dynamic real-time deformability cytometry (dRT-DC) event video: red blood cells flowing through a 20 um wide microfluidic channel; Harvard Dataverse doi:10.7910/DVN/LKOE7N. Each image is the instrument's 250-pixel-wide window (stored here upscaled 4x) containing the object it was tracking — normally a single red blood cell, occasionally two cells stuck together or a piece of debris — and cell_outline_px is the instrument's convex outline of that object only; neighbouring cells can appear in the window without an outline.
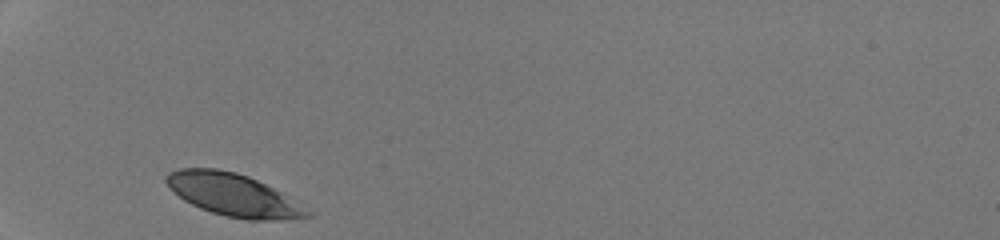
{"species": "human", "species_latin": "Homo sapiens", "temperature_condition": "room temperature", "stored_images_in_passage": 26, "camera_frame_rate_fps": 3000, "um_per_image_px": 0.085, "donor": {"sex": "male"}, "frame": {"image": 1, "passage_image": 1, "time_ms": 0.0, "image_size_px": [1000, 240], "cell_outline_px": [[312, 216], [276, 220], [248, 220], [224, 216], [200, 208], [184, 200], [164, 180], [164, 176], [168, 172], [180, 168], [216, 168], [236, 172], [248, 176], [280, 192], [312, 212]], "centroid_in_image_um": [19.8, 16.56], "position_along_channel_um": 65.2, "area_um2": 34.45}}
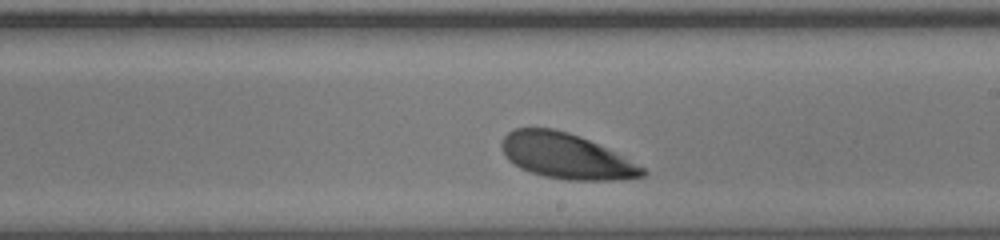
{"frame": {"image": 2, "passage_image": 15, "time_ms": 4.667, "image_size_px": [1000, 240], "cell_outline_px": [[648, 172], [644, 176], [620, 180], [568, 180], [544, 176], [520, 168], [508, 160], [500, 144], [504, 136], [508, 132], [516, 128], [552, 128], [568, 132], [580, 136], [644, 168]], "centroid_in_image_um": [48.07, 13.27], "position_along_channel_um": 240.9, "area_um2": 36.65}}
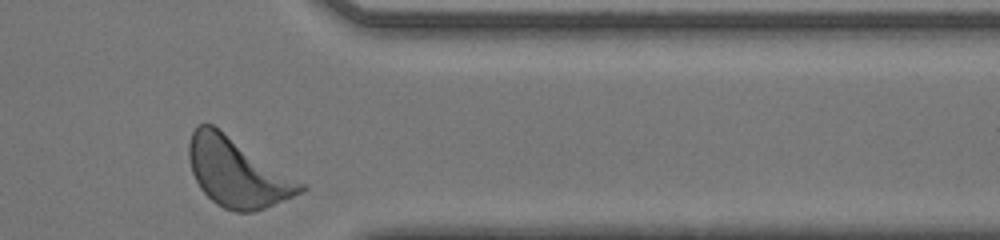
{"frame": {"image": 3, "passage_image": 26, "time_ms": 8.333, "image_size_px": [1000, 240], "cell_outline_px": [[308, 188], [292, 196], [264, 208], [252, 212], [236, 212], [224, 208], [216, 204], [200, 188], [192, 172], [188, 160], [188, 144], [192, 132], [196, 124], [212, 124], [308, 184]], "centroid_in_image_um": [20.17, 14.64], "position_along_channel_um": 391.2, "area_um2": 44.91}}